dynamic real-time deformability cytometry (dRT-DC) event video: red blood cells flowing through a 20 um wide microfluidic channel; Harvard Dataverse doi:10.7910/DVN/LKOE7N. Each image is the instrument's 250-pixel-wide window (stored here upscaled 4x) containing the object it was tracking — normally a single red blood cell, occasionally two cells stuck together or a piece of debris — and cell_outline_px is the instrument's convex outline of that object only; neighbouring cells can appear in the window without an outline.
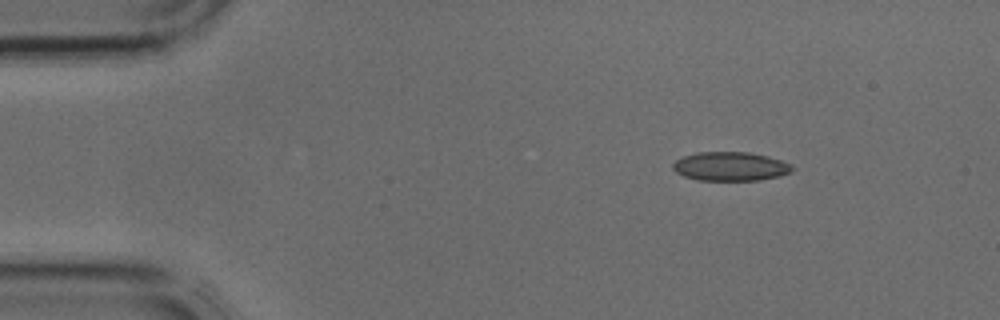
{"species": "common noctule bat (a hibernating species)", "species_latin": "Nyctalus noctula", "temperature_condition": "cold", "stored_images_in_passage": 3, "camera_frame_rate_fps": 3000, "um_per_image_px": 0.085, "animal": {"sex": "male", "body_mass_g": 17.9, "forearm_length_mm": 54.2}, "frame": {"image": 1, "passage_image": 1, "time_ms": 0.0, "image_size_px": [1000, 320], "cell_outline_px": [[796, 168], [780, 176], [760, 180], [696, 180], [684, 176], [676, 172], [672, 168], [672, 164], [676, 160], [684, 156], [696, 152], [748, 152], [768, 156], [792, 164]], "centroid_in_image_um": [62.08, 14.14], "position_along_channel_um": 22.9, "area_um2": 20.17}}
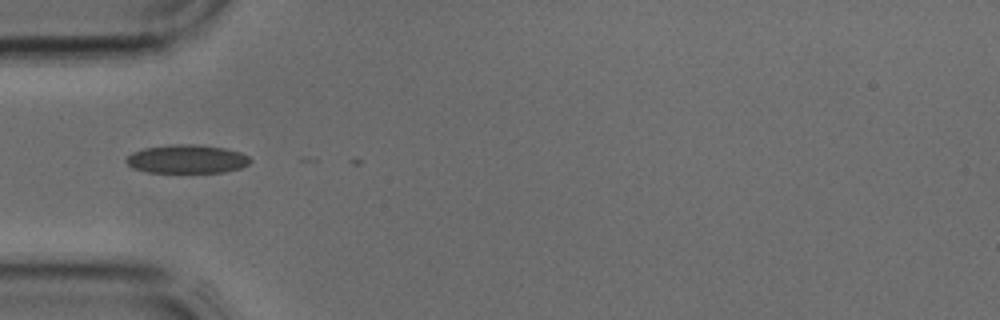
{"frame": {"image": 2, "passage_image": 3, "time_ms": 0.667, "image_size_px": [1000, 320], "cell_outline_px": [[252, 160], [248, 164], [240, 168], [224, 172], [148, 172], [132, 168], [124, 160], [132, 152], [144, 148], [172, 144], [192, 144], [224, 148], [240, 152], [248, 156]], "centroid_in_image_um": [15.87, 13.52], "position_along_channel_um": 69.1, "area_um2": 20.58}}